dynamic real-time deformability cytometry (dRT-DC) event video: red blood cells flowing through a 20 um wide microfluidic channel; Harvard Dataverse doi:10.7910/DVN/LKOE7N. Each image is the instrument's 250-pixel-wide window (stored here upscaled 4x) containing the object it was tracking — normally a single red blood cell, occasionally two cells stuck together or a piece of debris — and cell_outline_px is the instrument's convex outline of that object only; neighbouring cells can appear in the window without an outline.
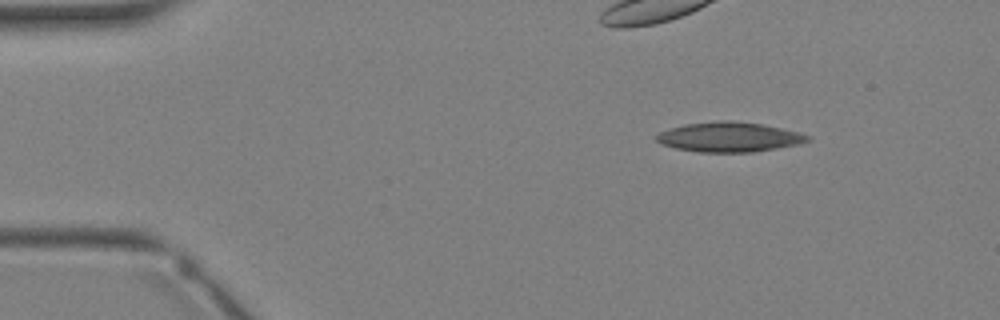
{"species": "Egyptian fruit bat (a non-hibernating species)", "species_latin": "Rousettus aegyptiacus", "temperature_condition": "warm", "stored_images_in_passage": 31, "camera_frame_rate_fps": 3000, "um_per_image_px": 0.085, "animal": {"sex": "female"}, "frame": {"image": 1, "passage_image": 1, "time_ms": 0.0, "image_size_px": [1000, 320], "cell_outline_px": [[812, 140], [800, 144], [752, 152], [700, 152], [676, 148], [660, 144], [656, 140], [656, 136], [660, 132], [668, 128], [684, 124], [716, 120], [732, 120], [760, 124], [800, 132], [812, 136]], "centroid_in_image_um": [61.99, 11.64], "position_along_channel_um": 23.0, "area_um2": 26.41}}
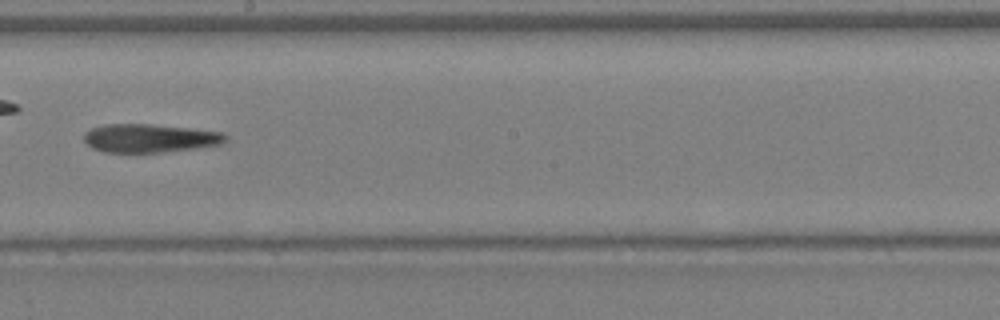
{"frame": {"image": 2, "passage_image": 16, "time_ms": 5.0, "image_size_px": [1000, 320], "cell_outline_px": [[228, 136], [220, 144], [196, 148], [160, 152], [104, 152], [92, 148], [84, 140], [84, 132], [92, 128], [104, 124], [148, 124], [188, 128], [224, 132]], "centroid_in_image_um": [12.7, 11.74], "position_along_channel_um": 235.5, "area_um2": 23.29}}
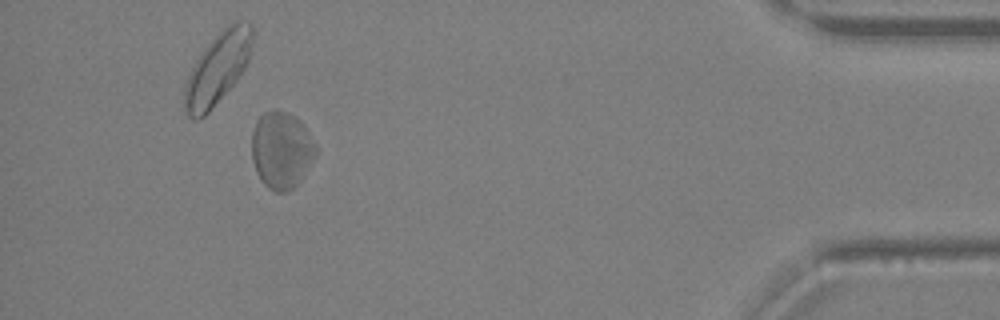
{"frame": {"image": 3, "passage_image": 28, "time_ms": 9.0, "image_size_px": [1000, 320], "cell_outline_px": [[316, 156], [296, 184], [288, 192], [276, 192], [268, 188], [260, 180], [256, 172], [252, 160], [252, 132], [256, 120], [264, 112], [276, 108], [288, 112], [300, 120], [304, 124], [316, 144]], "centroid_in_image_um": [23.91, 12.72], "position_along_channel_um": 411.3, "area_um2": 28.96}}